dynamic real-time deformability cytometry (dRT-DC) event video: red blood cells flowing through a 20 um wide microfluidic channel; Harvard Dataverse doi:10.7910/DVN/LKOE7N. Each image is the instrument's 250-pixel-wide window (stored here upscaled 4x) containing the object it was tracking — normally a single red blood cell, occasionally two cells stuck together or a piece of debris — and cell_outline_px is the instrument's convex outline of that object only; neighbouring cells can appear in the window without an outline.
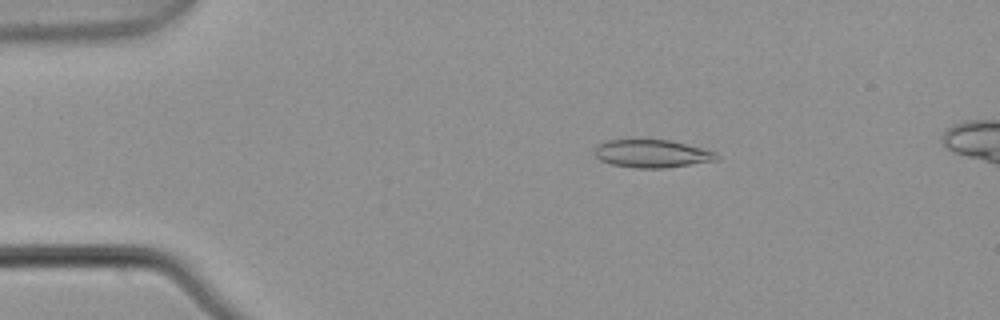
{"species": "common noctule bat (a hibernating species)", "species_latin": "Nyctalus noctula", "temperature_condition": "warm", "stored_images_in_passage": 4, "camera_frame_rate_fps": 3000, "um_per_image_px": 0.085, "animal": {"sex": "male", "body_mass_g": 21.5, "forearm_length_mm": 52.0}, "frame": {"image": 1, "passage_image": 2, "time_ms": 0.333, "image_size_px": [1000, 320], "cell_outline_px": [[720, 156], [716, 160], [664, 168], [636, 168], [612, 164], [600, 160], [592, 152], [600, 144], [608, 140], [668, 140], [704, 148], [716, 152]], "centroid_in_image_um": [55.43, 13.06], "position_along_channel_um": 29.6, "area_um2": 19.65}}